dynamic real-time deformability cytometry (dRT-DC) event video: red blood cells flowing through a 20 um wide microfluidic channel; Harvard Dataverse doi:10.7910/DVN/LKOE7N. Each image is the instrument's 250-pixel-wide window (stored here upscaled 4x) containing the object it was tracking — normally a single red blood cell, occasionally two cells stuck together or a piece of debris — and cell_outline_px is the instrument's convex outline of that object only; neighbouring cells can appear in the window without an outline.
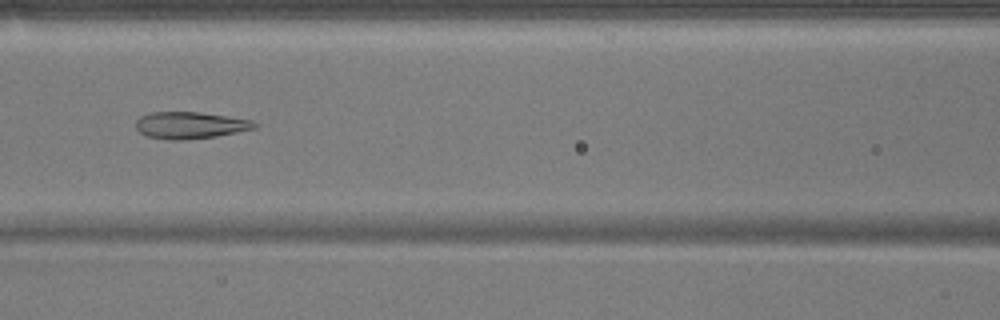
{"species": "common noctule bat (a hibernating species)", "species_latin": "Nyctalus noctula", "temperature_condition": "warm", "stored_images_in_passage": 45, "camera_frame_rate_fps": 3000, "um_per_image_px": 0.085, "animal": {"sex": "male", "body_mass_g": 17.9}, "frame": {"image": 1, "passage_image": 18, "time_ms": 5.667, "image_size_px": [1000, 320], "cell_outline_px": [[260, 124], [256, 128], [216, 136], [180, 140], [168, 140], [148, 136], [140, 132], [136, 128], [136, 120], [140, 116], [152, 112], [200, 112], [252, 120]], "centroid_in_image_um": [16.17, 10.64], "position_along_channel_um": 150.4, "area_um2": 18.5}}
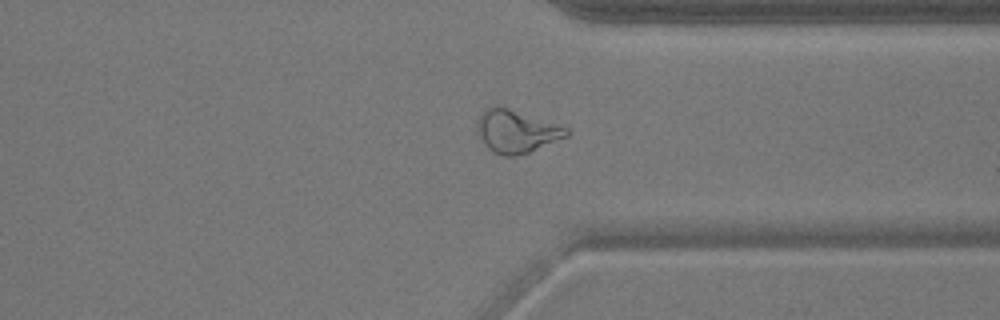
{"frame": {"image": 2, "passage_image": 35, "time_ms": 11.333, "image_size_px": [1000, 320], "cell_outline_px": [[572, 132], [568, 136], [528, 152], [512, 156], [504, 156], [492, 152], [488, 148], [480, 136], [480, 116], [484, 108], [508, 108], [568, 128]], "centroid_in_image_um": [43.95, 11.19], "position_along_channel_um": 367.5, "area_um2": 21.33}}
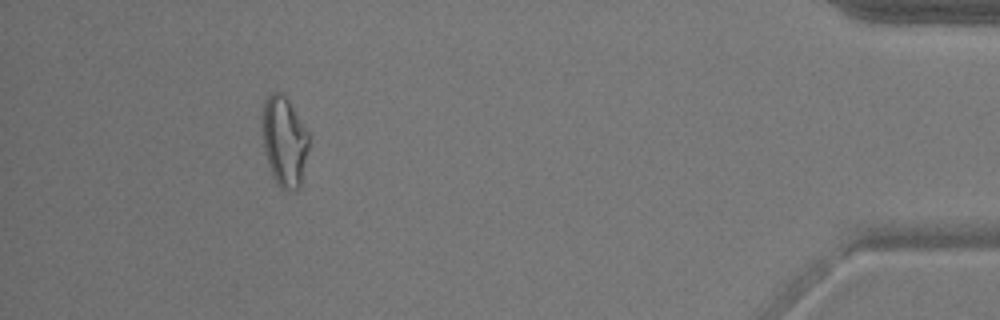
{"frame": {"image": 3, "passage_image": 43, "time_ms": 14.0, "image_size_px": [1000, 320], "cell_outline_px": [[308, 148], [300, 188], [288, 192], [284, 192], [276, 184], [272, 176], [264, 152], [264, 100], [272, 92], [280, 92], [288, 100], [308, 132]], "centroid_in_image_um": [24.18, 12.1], "position_along_channel_um": 411.0, "area_um2": 24.1}}